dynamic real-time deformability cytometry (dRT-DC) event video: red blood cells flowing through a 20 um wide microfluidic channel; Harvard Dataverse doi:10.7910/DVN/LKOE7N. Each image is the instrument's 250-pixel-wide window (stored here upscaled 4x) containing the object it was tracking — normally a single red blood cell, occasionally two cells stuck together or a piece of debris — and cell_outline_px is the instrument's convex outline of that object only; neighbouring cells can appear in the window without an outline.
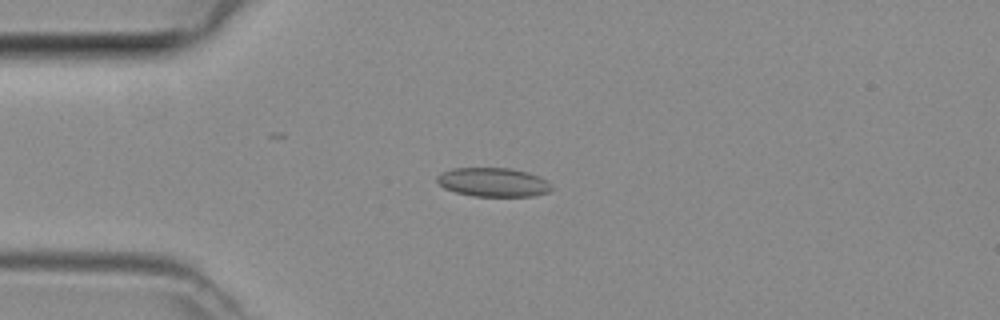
{"species": "common noctule bat (a hibernating species)", "species_latin": "Nyctalus noctula", "temperature_condition": "room temperature", "stored_images_in_passage": 39, "camera_frame_rate_fps": 3000, "um_per_image_px": 0.085, "animal": {"sex": "female", "body_mass_g": 29.2, "forearm_length_mm": 56.3}, "frame": {"image": 1, "passage_image": 4, "time_ms": 1.0, "image_size_px": [1000, 320], "cell_outline_px": [[552, 188], [548, 192], [532, 196], [472, 196], [456, 192], [444, 188], [436, 180], [436, 176], [440, 172], [452, 168], [512, 168], [528, 172], [540, 176], [548, 180]], "centroid_in_image_um": [41.92, 15.48], "position_along_channel_um": 43.1, "area_um2": 19.48}}
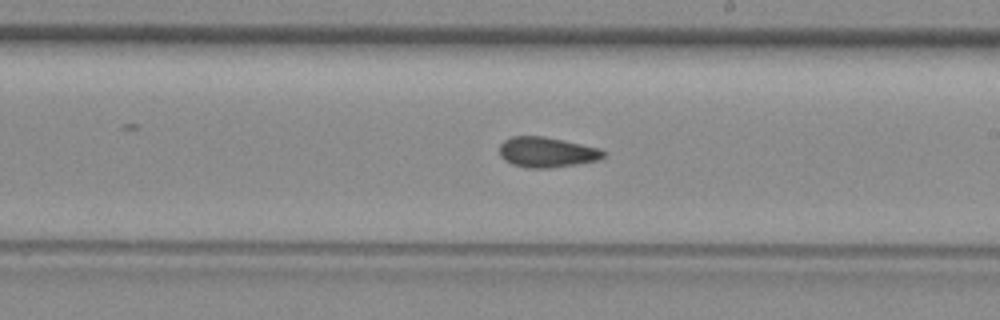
{"frame": {"image": 2, "passage_image": 19, "time_ms": 6.0, "image_size_px": [1000, 320], "cell_outline_px": [[608, 152], [600, 160], [552, 168], [528, 168], [512, 164], [504, 160], [500, 156], [500, 144], [504, 140], [512, 136], [544, 136], [564, 140], [600, 148]], "centroid_in_image_um": [46.5, 12.94], "position_along_channel_um": 242.5, "area_um2": 18.55}}
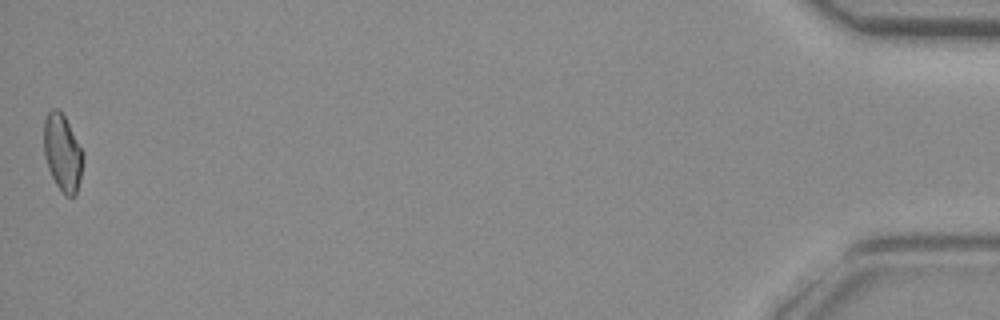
{"frame": {"image": 3, "passage_image": 39, "time_ms": 12.667, "image_size_px": [1000, 320], "cell_outline_px": [[80, 176], [76, 192], [72, 196], [64, 196], [56, 184], [48, 168], [44, 156], [44, 120], [48, 112], [52, 108], [56, 108], [64, 116], [80, 148]], "centroid_in_image_um": [5.24, 12.97], "position_along_channel_um": 430.0, "area_um2": 16.7}}